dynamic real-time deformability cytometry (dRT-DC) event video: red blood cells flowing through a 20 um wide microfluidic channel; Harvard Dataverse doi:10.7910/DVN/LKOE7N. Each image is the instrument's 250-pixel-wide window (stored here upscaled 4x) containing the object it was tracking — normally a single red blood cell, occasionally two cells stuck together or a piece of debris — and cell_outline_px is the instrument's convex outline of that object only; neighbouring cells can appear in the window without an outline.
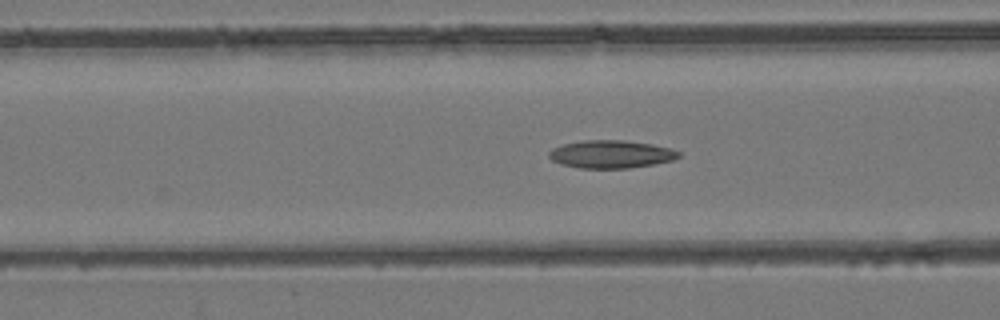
{"species": "common noctule bat (a hibernating species)", "species_latin": "Nyctalus noctula", "temperature_condition": "room temperature", "stored_images_in_passage": 28, "camera_frame_rate_fps": 3000, "um_per_image_px": 0.085, "animal": {"sex": "female", "body_mass_g": 24.6, "forearm_length_mm": 56.2}, "frame": {"image": 1, "passage_image": 5, "time_ms": 1.333, "image_size_px": [1000, 320], "cell_outline_px": [[680, 156], [672, 160], [652, 164], [628, 168], [580, 168], [560, 164], [552, 160], [548, 156], [548, 152], [552, 148], [564, 144], [580, 140], [624, 140], [652, 144], [668, 148], [680, 152]], "centroid_in_image_um": [51.89, 13.1], "position_along_channel_um": 114.7, "area_um2": 20.98}}
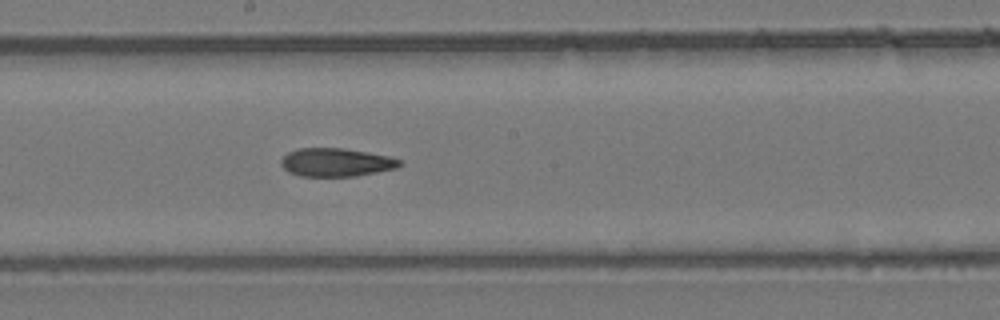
{"frame": {"image": 2, "passage_image": 13, "time_ms": 4.0, "image_size_px": [1000, 320], "cell_outline_px": [[404, 164], [396, 168], [356, 176], [300, 176], [288, 172], [280, 164], [280, 160], [288, 152], [300, 148], [344, 148], [368, 152], [388, 156], [400, 160]], "centroid_in_image_um": [28.56, 13.8], "position_along_channel_um": 219.6, "area_um2": 19.59}}
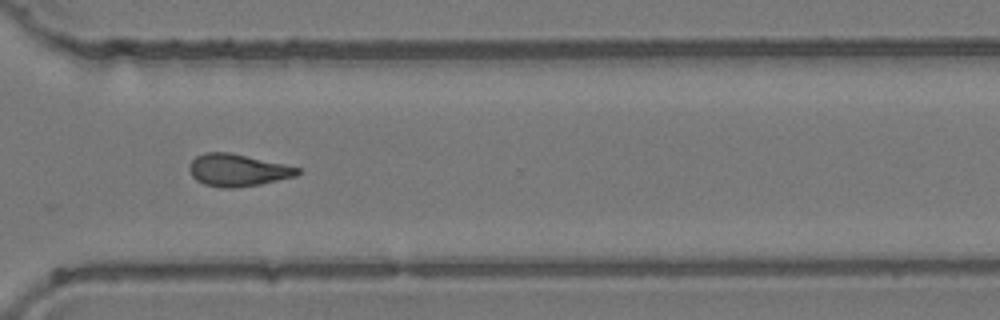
{"frame": {"image": 3, "passage_image": 23, "time_ms": 7.333, "image_size_px": [1000, 320], "cell_outline_px": [[300, 172], [296, 176], [260, 184], [232, 188], [220, 188], [204, 184], [196, 180], [192, 176], [188, 168], [188, 164], [196, 156], [204, 152], [228, 152], [284, 164], [300, 168]], "centroid_in_image_um": [20.16, 14.46], "position_along_channel_um": 350.4, "area_um2": 20.29}, "authors_computed_cell_mechanics": {"area_um2": 19.9699, "velocity_mm_per_s": 3.932, "shape_relaxation_time_tau1_ms": null, "shape_relaxation_time_tau2_ms": 4.9833, "deformation_change_tau1": null, "deformation_change_tau2": 0.1298}}